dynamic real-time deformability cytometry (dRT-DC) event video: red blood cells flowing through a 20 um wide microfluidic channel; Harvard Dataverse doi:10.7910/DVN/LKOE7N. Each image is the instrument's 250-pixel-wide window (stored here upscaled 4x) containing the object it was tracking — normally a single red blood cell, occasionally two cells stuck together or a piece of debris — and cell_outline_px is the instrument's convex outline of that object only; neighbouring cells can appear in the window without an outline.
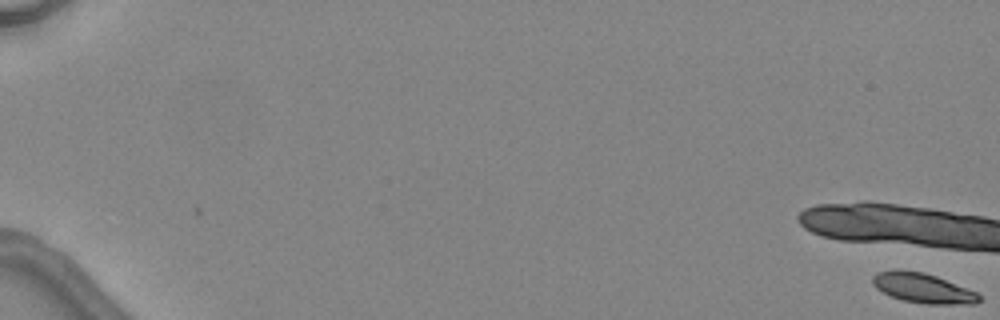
{"species": "common noctule bat (a hibernating species)", "species_latin": "Nyctalus noctula", "temperature_condition": "warm", "stored_images_in_passage": 3, "camera_frame_rate_fps": 3000, "um_per_image_px": 0.085, "animal": {"sex": "female", "body_mass_g": 24.6, "forearm_length_mm": 56.2}, "frame": {"image": 1, "passage_image": 1, "time_ms": 0.0, "image_size_px": [1000, 320], "cell_outline_px": [[980, 300], [976, 304], [928, 304], [900, 300], [876, 288], [872, 284], [872, 276], [876, 272], [924, 272], [936, 276], [976, 292], [980, 296]], "centroid_in_image_um": [78.47, 24.53], "position_along_channel_um": 6.5, "area_um2": 17.92}}